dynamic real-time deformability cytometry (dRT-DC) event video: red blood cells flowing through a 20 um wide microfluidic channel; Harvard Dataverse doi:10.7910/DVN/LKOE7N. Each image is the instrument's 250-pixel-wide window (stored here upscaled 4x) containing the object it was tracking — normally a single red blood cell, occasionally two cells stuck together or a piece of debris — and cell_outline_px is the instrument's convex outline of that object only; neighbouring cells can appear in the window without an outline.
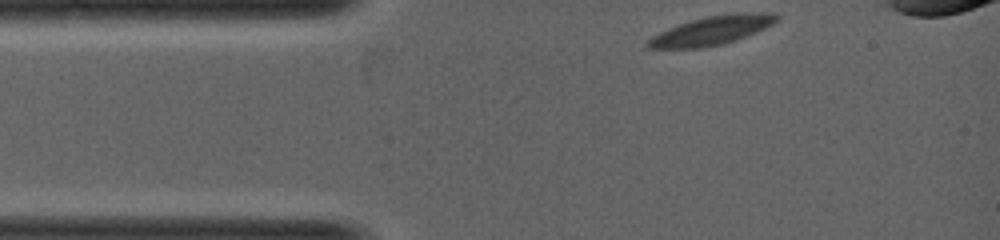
{"species": "common noctule bat (a hibernating species)", "species_latin": "Nyctalus noctula", "temperature_condition": "warm", "stored_images_in_passage": 5, "camera_frame_rate_fps": 5000, "um_per_image_px": 0.085, "animal": {"sex": "female", "body_mass_g": 19.0, "forearm_length_mm": 53.3}, "frame": {"image": 1, "passage_image": 1, "time_ms": 0.0, "image_size_px": [1000, 240], "cell_outline_px": [[780, 20], [756, 32], [736, 40], [724, 44], [700, 48], [648, 48], [644, 44], [652, 36], [668, 28], [692, 20], [708, 16], [736, 12], [772, 12], [780, 16]], "centroid_in_image_um": [60.55, 2.58], "position_along_channel_um": 24.4, "area_um2": 21.68}}